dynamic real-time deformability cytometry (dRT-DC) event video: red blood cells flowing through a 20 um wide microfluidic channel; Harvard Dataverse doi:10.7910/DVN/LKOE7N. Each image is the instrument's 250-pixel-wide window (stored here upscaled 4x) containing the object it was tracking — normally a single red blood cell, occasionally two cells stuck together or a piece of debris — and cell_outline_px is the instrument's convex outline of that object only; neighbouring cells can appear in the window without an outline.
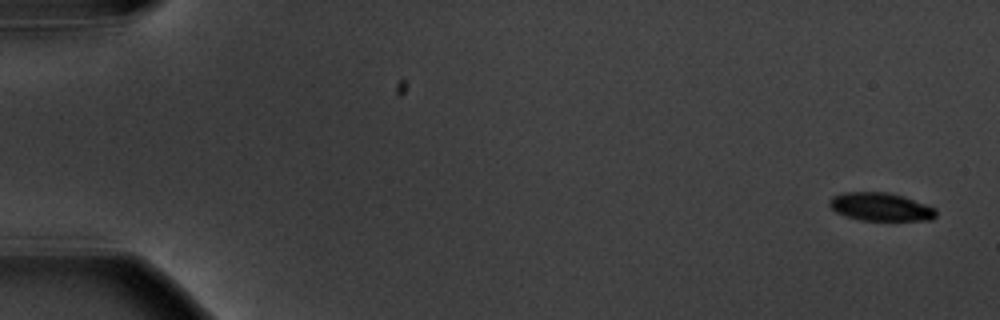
{"species": "common noctule bat (a hibernating species)", "species_latin": "Nyctalus noctula", "temperature_condition": "warm", "stored_images_in_passage": 7, "camera_frame_rate_fps": 3000, "um_per_image_px": 0.085, "animal": {"sex": "male", "body_mass_g": 20.1, "forearm_length_mm": 53.5}, "frame": {"image": 1, "passage_image": 1, "time_ms": 0.0, "image_size_px": [1000, 320], "cell_outline_px": [[936, 216], [932, 220], [860, 220], [836, 212], [828, 204], [828, 200], [832, 196], [844, 192], [888, 192], [936, 208]], "centroid_in_image_um": [74.82, 17.58], "position_along_channel_um": 10.2, "area_um2": 17.28}}
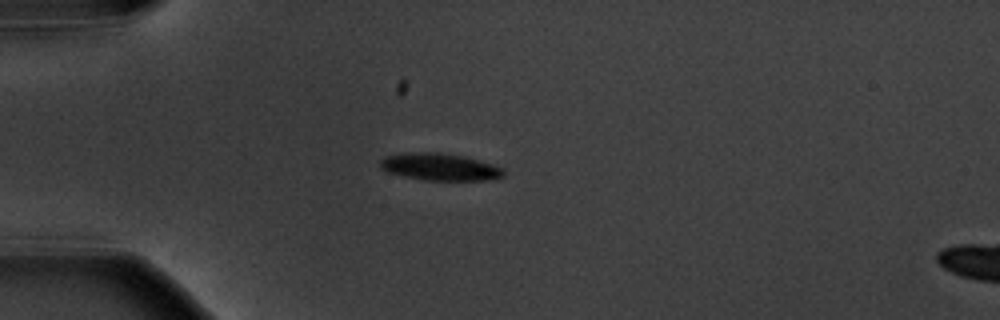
{"frame": {"image": 2, "passage_image": 5, "time_ms": 4.667, "image_size_px": [1000, 320], "cell_outline_px": [[504, 176], [488, 180], [428, 180], [404, 176], [388, 172], [380, 168], [380, 160], [384, 156], [404, 152], [440, 152], [460, 156], [492, 164], [504, 168]], "centroid_in_image_um": [37.35, 14.18], "position_along_channel_um": 47.7, "area_um2": 19.42}}